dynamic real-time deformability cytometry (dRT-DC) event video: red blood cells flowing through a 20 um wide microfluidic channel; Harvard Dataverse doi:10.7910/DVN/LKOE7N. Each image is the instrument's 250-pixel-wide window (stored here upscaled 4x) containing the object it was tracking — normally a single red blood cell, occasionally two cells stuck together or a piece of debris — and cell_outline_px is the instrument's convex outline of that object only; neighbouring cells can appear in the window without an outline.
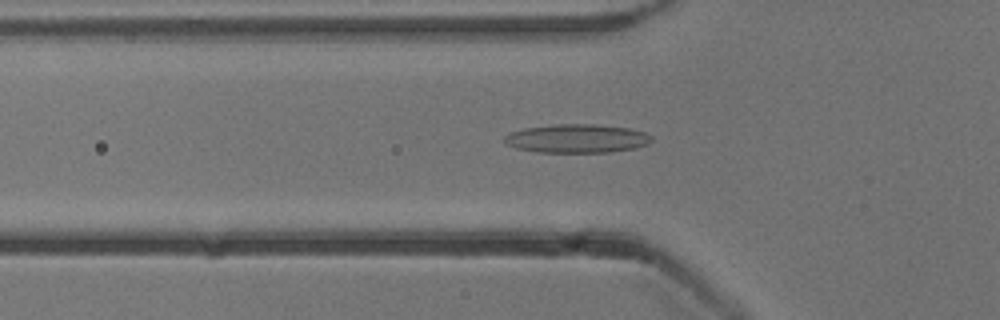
{"species": "common noctule bat (a hibernating species)", "species_latin": "Nyctalus noctula", "temperature_condition": "cold", "stored_images_in_passage": 53, "camera_frame_rate_fps": 3000, "um_per_image_px": 0.085, "animal": {"sex": "male", "body_mass_g": 13.3}, "frame": {"image": 1, "passage_image": 18, "time_ms": 5.667, "image_size_px": [1000, 320], "cell_outline_px": [[652, 140], [648, 144], [636, 148], [612, 152], [536, 152], [516, 148], [504, 144], [504, 136], [512, 132], [524, 128], [556, 124], [592, 124], [628, 128], [644, 132], [652, 136]], "centroid_in_image_um": [49.03, 11.78], "position_along_channel_um": 76.8, "area_um2": 24.62}}
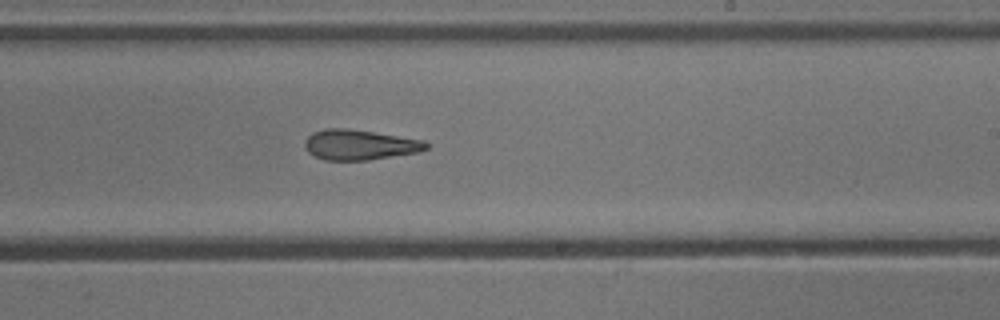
{"frame": {"image": 2, "passage_image": 32, "time_ms": 10.333, "image_size_px": [1000, 320], "cell_outline_px": [[428, 148], [420, 152], [368, 160], [324, 160], [308, 152], [304, 148], [304, 140], [312, 132], [324, 128], [348, 128], [424, 140], [428, 144]], "centroid_in_image_um": [30.54, 12.3], "position_along_channel_um": 258.5, "area_um2": 21.5}}
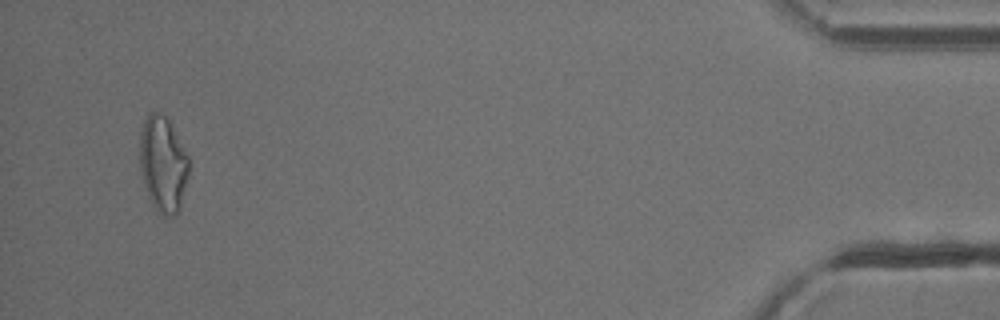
{"frame": {"image": 3, "passage_image": 51, "time_ms": 16.667, "image_size_px": [1000, 320], "cell_outline_px": [[188, 176], [180, 208], [172, 216], [164, 216], [152, 204], [148, 196], [140, 172], [140, 132], [144, 120], [148, 112], [160, 112], [168, 120], [188, 156]], "centroid_in_image_um": [13.83, 13.94], "position_along_channel_um": 421.4, "area_um2": 27.11}, "authors_computed_cell_mechanics": {"area_um2": 22.8888, "velocity_mm_per_s": 3.8628, "shape_relaxation_time_tau1_ms": null, "shape_relaxation_time_tau2_ms": 2.5009, "deformation_change_tau1": null, "deformation_change_tau2": 0.1435}}